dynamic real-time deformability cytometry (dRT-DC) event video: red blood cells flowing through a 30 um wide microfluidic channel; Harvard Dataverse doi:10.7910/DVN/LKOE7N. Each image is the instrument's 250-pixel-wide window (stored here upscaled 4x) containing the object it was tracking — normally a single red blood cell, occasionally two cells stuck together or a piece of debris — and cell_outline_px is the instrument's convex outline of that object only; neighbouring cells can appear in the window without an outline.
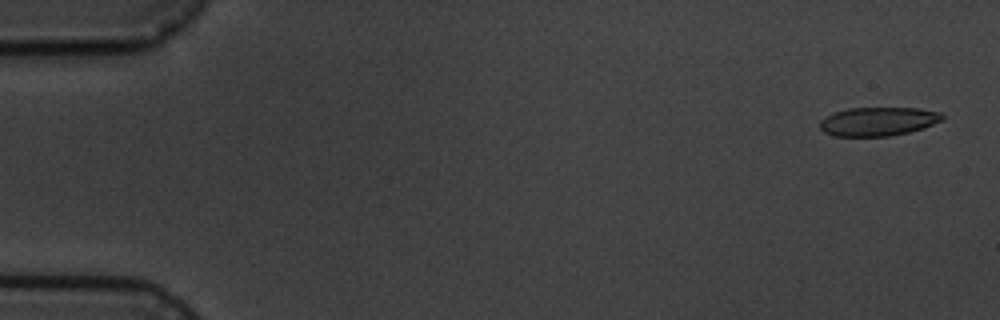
{"species": "common noctule bat (a hibernating species)", "species_latin": "Nyctalus noctula", "temperature_condition": "cold", "stored_images_in_passage": 11, "camera_frame_rate_fps": 3000, "um_per_image_px": 0.085, "animal": {"sex": "male", "body_mass_g": 19.5, "forearm_length_mm": 54.6}, "frame": {"image": 1, "passage_image": 1, "time_ms": 0.0, "image_size_px": [1000, 320], "cell_outline_px": [[944, 120], [924, 128], [908, 132], [888, 136], [832, 136], [824, 132], [820, 128], [820, 120], [824, 116], [832, 112], [848, 108], [920, 108], [940, 112], [944, 116]], "centroid_in_image_um": [74.63, 10.32], "position_along_channel_um": 10.4, "area_um2": 20.75}}
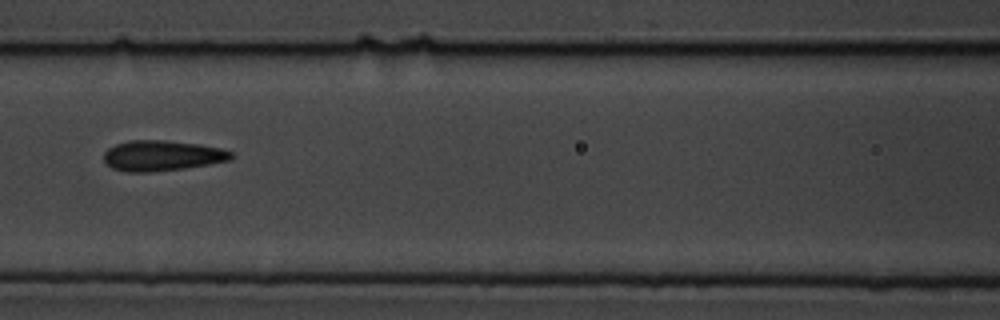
{"frame": {"image": 2, "passage_image": 7, "time_ms": 7.667, "image_size_px": [1000, 320], "cell_outline_px": [[232, 160], [184, 168], [152, 172], [124, 172], [112, 168], [104, 160], [104, 152], [108, 148], [116, 144], [128, 140], [164, 140], [200, 144], [220, 148], [232, 152]], "centroid_in_image_um": [13.75, 13.23], "position_along_channel_um": 152.8, "area_um2": 22.66}}
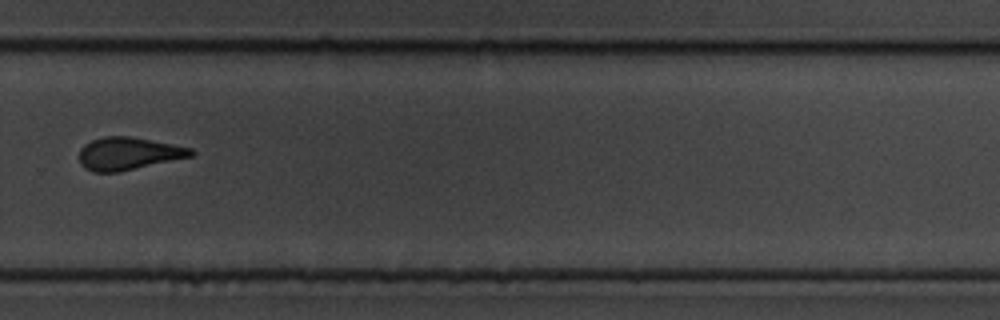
{"frame": {"image": 3, "passage_image": 11, "time_ms": 12.333, "image_size_px": [1000, 320], "cell_outline_px": [[196, 152], [192, 156], [120, 172], [92, 172], [84, 168], [80, 164], [80, 148], [84, 144], [92, 140], [104, 136], [128, 136], [172, 144], [192, 148]], "centroid_in_image_um": [10.89, 13.06], "position_along_channel_um": 318.9, "area_um2": 21.27}}